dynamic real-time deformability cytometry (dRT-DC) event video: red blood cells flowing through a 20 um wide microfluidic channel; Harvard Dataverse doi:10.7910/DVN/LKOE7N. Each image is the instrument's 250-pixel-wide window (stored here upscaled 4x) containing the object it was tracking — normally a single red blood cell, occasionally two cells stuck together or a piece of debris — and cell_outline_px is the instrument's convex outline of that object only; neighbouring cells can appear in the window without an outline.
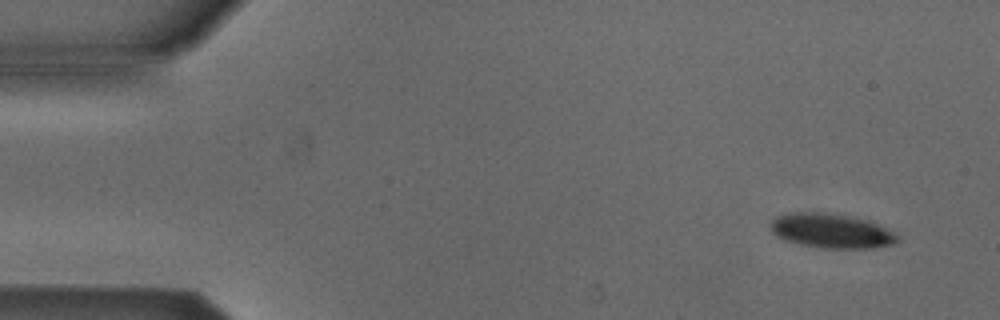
{"species": "Egyptian fruit bat (a non-hibernating species)", "species_latin": "Rousettus aegyptiacus", "temperature_condition": "cold", "stored_images_in_passage": 3, "camera_frame_rate_fps": 3000, "um_per_image_px": 0.085, "animal": {"sex": "male"}, "frame": {"image": 1, "passage_image": 1, "time_ms": 0.0, "image_size_px": [1000, 320], "cell_outline_px": [[900, 240], [892, 244], [872, 248], [820, 248], [800, 244], [784, 240], [776, 236], [772, 232], [772, 220], [776, 216], [788, 212], [828, 212], [868, 220], [896, 232], [900, 236]], "centroid_in_image_um": [70.68, 19.62], "position_along_channel_um": 14.3, "area_um2": 25.72}}
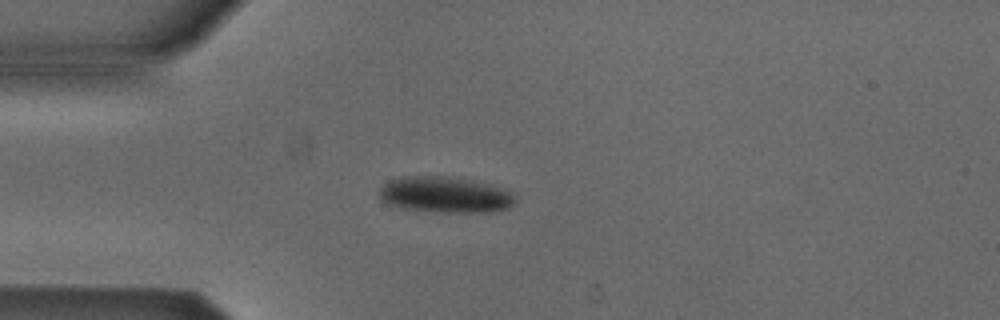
{"frame": {"image": 2, "passage_image": 3, "time_ms": 0.667, "image_size_px": [1000, 320], "cell_outline_px": [[516, 204], [508, 208], [488, 212], [440, 212], [400, 208], [388, 204], [380, 200], [380, 188], [384, 184], [392, 180], [404, 176], [448, 176], [488, 184], [512, 192], [516, 196]], "centroid_in_image_um": [37.84, 16.56], "position_along_channel_um": 47.2, "area_um2": 28.5}}